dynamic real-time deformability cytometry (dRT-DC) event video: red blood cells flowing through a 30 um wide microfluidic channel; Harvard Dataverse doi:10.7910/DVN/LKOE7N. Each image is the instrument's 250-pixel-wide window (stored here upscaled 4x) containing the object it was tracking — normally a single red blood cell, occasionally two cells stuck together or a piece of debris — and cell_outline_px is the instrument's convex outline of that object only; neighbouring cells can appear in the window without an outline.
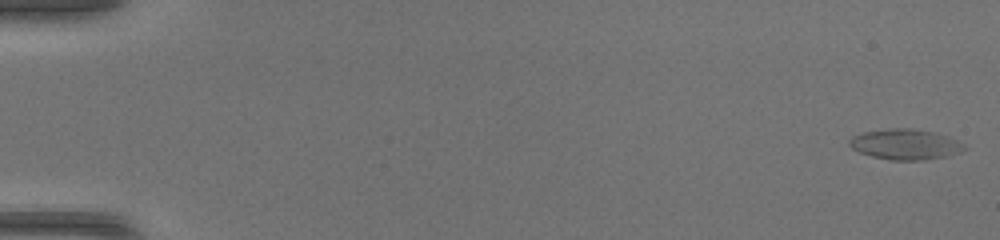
{"species": "common noctule bat (a hibernating species)", "species_latin": "Nyctalus noctula", "temperature_condition": "warm", "stored_images_in_passage": 50, "camera_frame_rate_fps": 3000, "um_per_image_px": 0.085, "animal": {"sex": "female", "body_mass_g": 17.0, "forearm_length_mm": 48.0}, "frame": {"image": 1, "passage_image": 1, "time_ms": 0.0, "image_size_px": [1000, 240], "cell_outline_px": [[968, 148], [960, 152], [948, 156], [924, 160], [888, 160], [872, 156], [860, 152], [852, 148], [848, 144], [848, 140], [852, 136], [864, 132], [888, 128], [912, 128], [936, 132], [948, 136], [956, 140]], "centroid_in_image_um": [76.95, 12.26], "position_along_channel_um": 8.0, "area_um2": 20.58}}
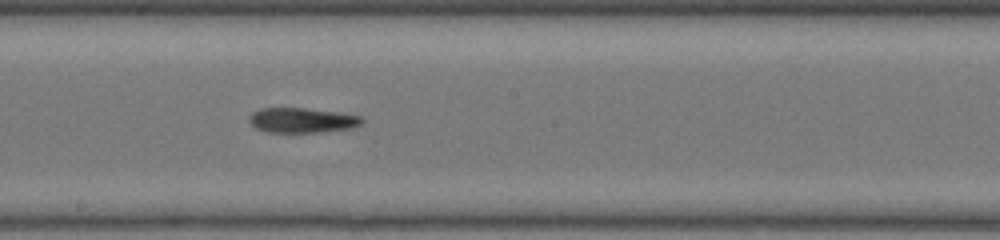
{"frame": {"image": 2, "passage_image": 29, "time_ms": 9.333, "image_size_px": [1000, 240], "cell_outline_px": [[364, 120], [360, 124], [352, 128], [316, 132], [268, 132], [256, 128], [248, 120], [248, 116], [252, 112], [260, 108], [304, 108], [340, 112], [364, 116]], "centroid_in_image_um": [25.68, 10.21], "position_along_channel_um": 222.5, "area_um2": 16.47}}
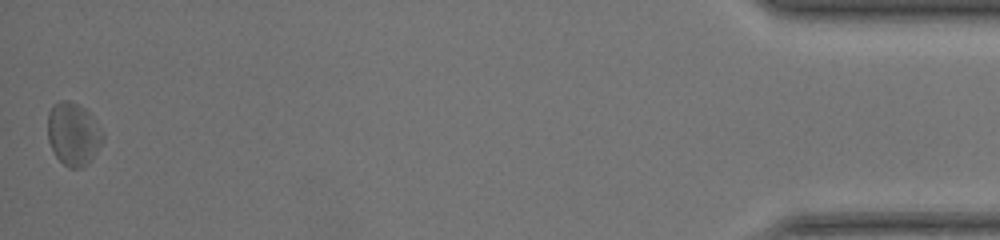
{"frame": {"image": 3, "passage_image": 50, "time_ms": 16.333, "image_size_px": [1000, 240], "cell_outline_px": [[104, 140], [92, 156], [80, 168], [68, 168], [56, 156], [48, 140], [48, 112], [52, 104], [60, 100], [68, 100], [84, 108], [88, 112], [104, 132]], "centroid_in_image_um": [6.21, 11.35], "position_along_channel_um": 429.0, "area_um2": 19.94}}